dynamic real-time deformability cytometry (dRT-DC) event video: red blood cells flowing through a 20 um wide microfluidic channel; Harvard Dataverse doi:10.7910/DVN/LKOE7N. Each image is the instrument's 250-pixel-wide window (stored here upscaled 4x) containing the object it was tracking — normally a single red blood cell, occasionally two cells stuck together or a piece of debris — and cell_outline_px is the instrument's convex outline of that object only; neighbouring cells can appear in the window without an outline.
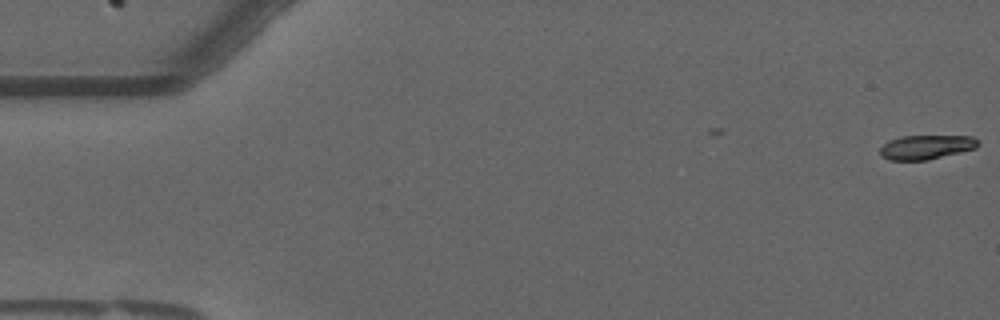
{"species": "common noctule bat (a hibernating species)", "species_latin": "Nyctalus noctula", "temperature_condition": "warm", "stored_images_in_passage": 6, "camera_frame_rate_fps": 3000, "um_per_image_px": 0.085, "animal": {"sex": "male", "forearm_length_mm": 52.5}, "frame": {"image": 1, "passage_image": 1, "time_ms": 0.0, "image_size_px": [1000, 320], "cell_outline_px": [[980, 144], [976, 148], [928, 160], [888, 160], [880, 156], [880, 148], [888, 140], [900, 136], [972, 136]], "centroid_in_image_um": [78.69, 12.5], "position_along_channel_um": 6.3, "area_um2": 13.87}}